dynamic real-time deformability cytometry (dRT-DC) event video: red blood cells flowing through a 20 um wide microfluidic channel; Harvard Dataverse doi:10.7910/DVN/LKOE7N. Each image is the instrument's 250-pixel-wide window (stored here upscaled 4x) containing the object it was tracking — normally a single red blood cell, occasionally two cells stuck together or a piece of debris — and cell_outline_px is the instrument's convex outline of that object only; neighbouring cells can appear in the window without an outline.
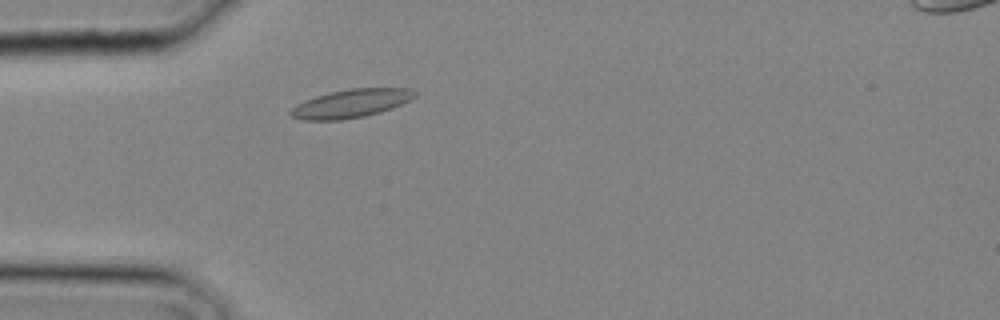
{"species": "common noctule bat (a hibernating species)", "species_latin": "Nyctalus noctula", "temperature_condition": "cold", "stored_images_in_passage": 22, "camera_frame_rate_fps": 3000, "um_per_image_px": 0.085, "animal": {"sex": "male", "body_mass_g": 20.4}, "frame": {"image": 1, "passage_image": 5, "time_ms": 1.333, "image_size_px": [1000, 320], "cell_outline_px": [[420, 92], [416, 96], [392, 108], [380, 112], [364, 116], [340, 120], [304, 120], [292, 116], [288, 112], [296, 104], [304, 100], [328, 92], [348, 88], [408, 88]], "centroid_in_image_um": [29.83, 8.78], "position_along_channel_um": 55.2, "area_um2": 20.58}}
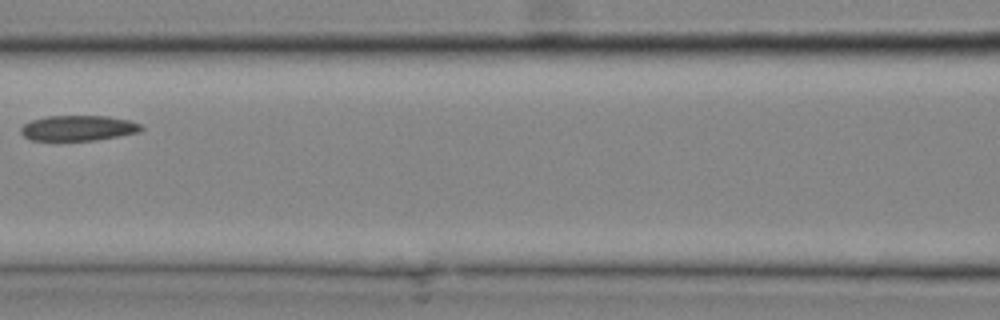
{"frame": {"image": 2, "passage_image": 10, "time_ms": 3.0, "image_size_px": [1000, 320], "cell_outline_px": [[144, 128], [140, 132], [96, 140], [32, 140], [24, 136], [20, 132], [20, 128], [24, 124], [32, 120], [48, 116], [108, 116], [128, 120], [140, 124]], "centroid_in_image_um": [6.66, 10.88], "position_along_channel_um": 159.9, "area_um2": 17.69}}
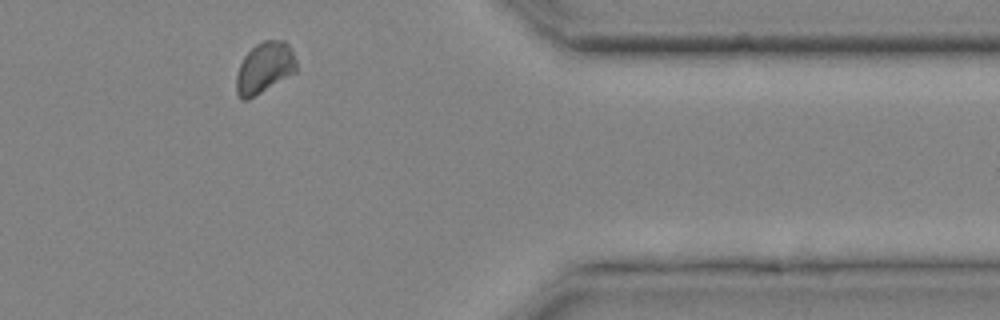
{"frame": {"image": 3, "passage_image": 21, "time_ms": 6.667, "image_size_px": [1000, 320], "cell_outline_px": [[296, 72], [248, 100], [240, 100], [236, 92], [236, 76], [240, 64], [244, 56], [256, 44], [264, 40], [284, 40], [288, 44], [296, 60]], "centroid_in_image_um": [22.47, 5.77], "position_along_channel_um": 388.9, "area_um2": 17.86}}